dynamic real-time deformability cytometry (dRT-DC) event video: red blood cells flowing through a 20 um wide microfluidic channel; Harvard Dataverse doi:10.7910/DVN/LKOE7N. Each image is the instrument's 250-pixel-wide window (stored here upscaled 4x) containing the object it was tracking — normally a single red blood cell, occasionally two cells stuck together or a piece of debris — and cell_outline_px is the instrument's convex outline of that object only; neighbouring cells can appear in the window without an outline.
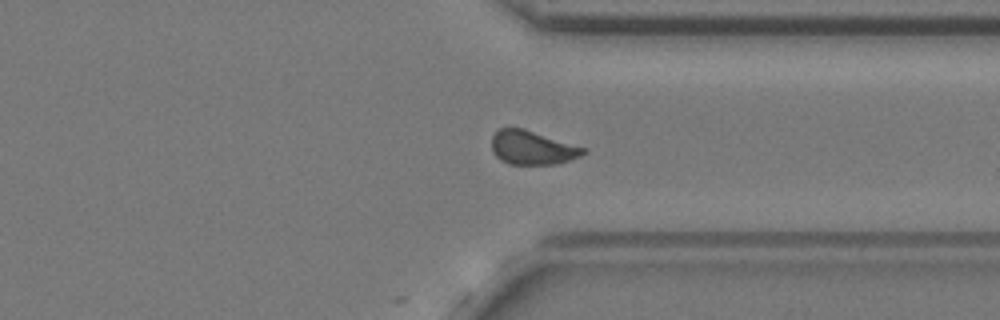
{"species": "common noctule bat (a hibernating species)", "species_latin": "Nyctalus noctula", "temperature_condition": "cold", "stored_images_in_passage": 37, "camera_frame_rate_fps": 3000, "um_per_image_px": 0.085, "animal": {"sex": "female", "body_mass_g": 24.6, "forearm_length_mm": 56.2}, "frame": {"image": 1, "passage_image": 37, "time_ms": 12.0, "image_size_px": [1000, 320], "cell_outline_px": [[588, 152], [580, 156], [556, 164], [508, 164], [500, 160], [492, 152], [492, 136], [500, 128], [524, 128], [588, 148]], "centroid_in_image_um": [45.27, 12.55], "position_along_channel_um": 366.1, "area_um2": 18.26}, "authors_computed_cell_mechanics": {"area_um2": 18.785, "velocity_mm_per_s": 3.6361, "shape_relaxation_time_tau1_ms": null, "shape_relaxation_time_tau2_ms": 0.8768, "deformation_change_tau1": null, "deformation_change_tau2": 0.0674}}